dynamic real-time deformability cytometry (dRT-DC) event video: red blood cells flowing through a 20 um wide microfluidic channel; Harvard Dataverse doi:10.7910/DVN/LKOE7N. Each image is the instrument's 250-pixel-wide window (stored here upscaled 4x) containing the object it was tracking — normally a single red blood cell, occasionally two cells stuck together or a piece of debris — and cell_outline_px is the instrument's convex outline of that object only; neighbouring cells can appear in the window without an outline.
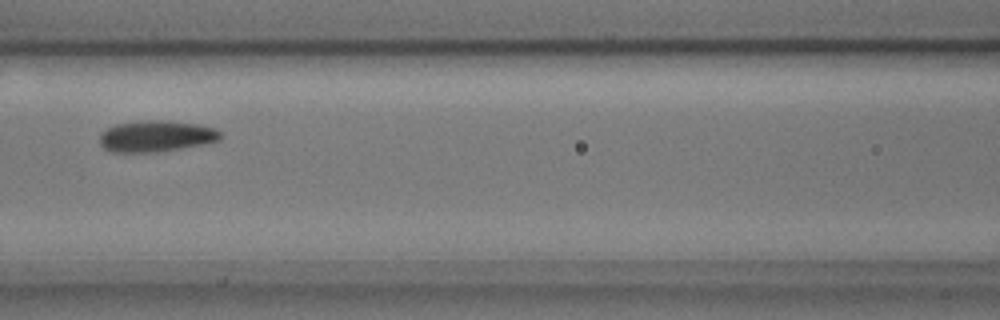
{"species": "common noctule bat (a hibernating species)", "species_latin": "Nyctalus noctula", "temperature_condition": "cold", "stored_images_in_passage": 5, "camera_frame_rate_fps": 3000, "um_per_image_px": 0.085, "animal": {"sex": "male", "body_mass_g": 17.9, "forearm_length_mm": 54.2}, "frame": {"image": 1, "passage_image": 5, "time_ms": 1.333, "image_size_px": [1000, 320], "cell_outline_px": [[224, 136], [220, 140], [208, 144], [156, 152], [112, 152], [104, 148], [100, 144], [100, 132], [116, 124], [144, 120], [164, 120], [200, 124], [216, 128], [224, 132]], "centroid_in_image_um": [13.36, 11.57], "position_along_channel_um": 153.2, "area_um2": 22.48}}